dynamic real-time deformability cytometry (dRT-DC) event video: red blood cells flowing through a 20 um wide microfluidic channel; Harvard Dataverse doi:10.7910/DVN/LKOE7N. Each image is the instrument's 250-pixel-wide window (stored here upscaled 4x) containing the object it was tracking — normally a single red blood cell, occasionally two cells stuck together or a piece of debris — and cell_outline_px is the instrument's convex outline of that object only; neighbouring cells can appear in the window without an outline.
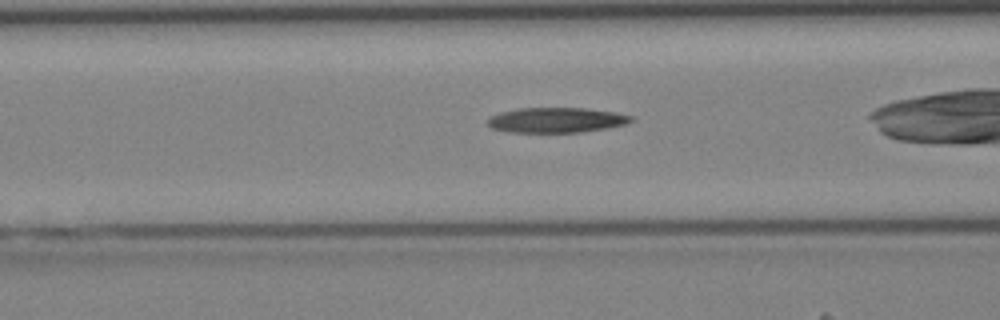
{"species": "Egyptian fruit bat (a non-hibernating species)", "species_latin": "Rousettus aegyptiacus", "temperature_condition": "cold", "stored_images_in_passage": 21, "camera_frame_rate_fps": 3000, "um_per_image_px": 0.085, "animal": {"sex": "female"}, "frame": {"image": 1, "passage_image": 4, "time_ms": 1.0, "image_size_px": [1000, 320], "cell_outline_px": [[636, 120], [624, 124], [604, 128], [580, 132], [508, 132], [492, 128], [488, 124], [488, 120], [492, 116], [500, 112], [520, 108], [584, 108], [616, 112], [632, 116]], "centroid_in_image_um": [47.3, 10.2], "position_along_channel_um": 119.3, "area_um2": 20.81}}
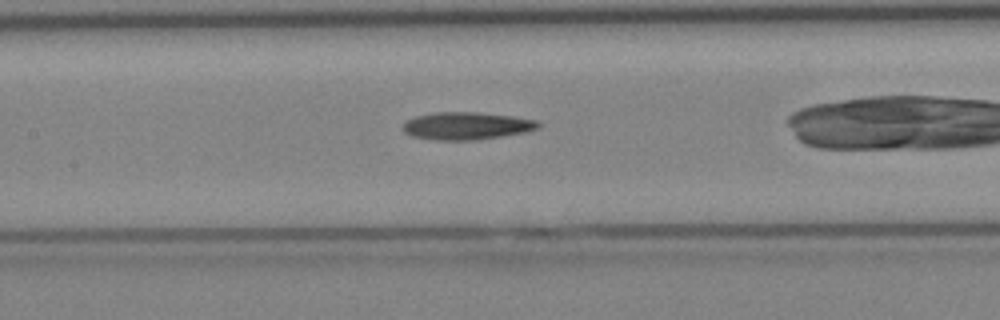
{"frame": {"image": 2, "passage_image": 7, "time_ms": 2.0, "image_size_px": [1000, 320], "cell_outline_px": [[540, 128], [528, 132], [472, 140], [440, 140], [412, 136], [404, 132], [404, 120], [416, 116], [436, 112], [476, 112], [512, 116], [536, 120], [540, 124]], "centroid_in_image_um": [39.67, 10.69], "position_along_channel_um": 167.7, "area_um2": 21.62}}